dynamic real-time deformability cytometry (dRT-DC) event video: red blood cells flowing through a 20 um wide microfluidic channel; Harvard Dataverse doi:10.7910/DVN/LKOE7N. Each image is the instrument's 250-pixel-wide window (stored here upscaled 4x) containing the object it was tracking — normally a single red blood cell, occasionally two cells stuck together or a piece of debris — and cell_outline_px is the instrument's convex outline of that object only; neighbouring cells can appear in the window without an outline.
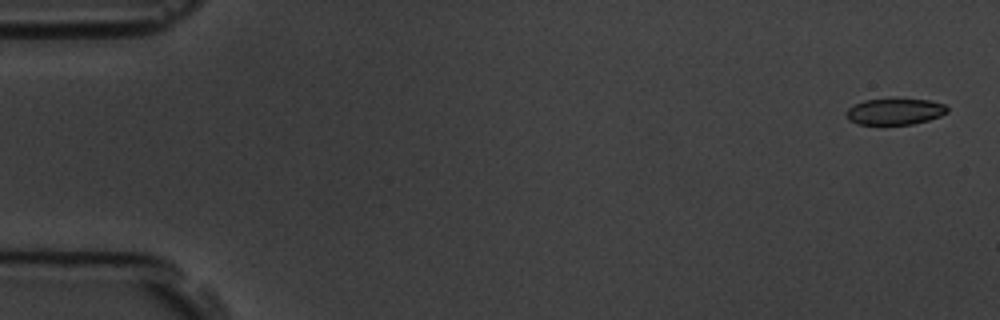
{"species": "common noctule bat (a hibernating species)", "species_latin": "Nyctalus noctula", "temperature_condition": "room temperature", "stored_images_in_passage": 7, "camera_frame_rate_fps": 3000, "um_per_image_px": 0.085, "animal": {"sex": "male", "body_mass_g": 19.5, "forearm_length_mm": 54.6}, "frame": {"image": 1, "passage_image": 1, "time_ms": 0.0, "image_size_px": [1000, 320], "cell_outline_px": [[948, 112], [940, 116], [928, 120], [912, 124], [856, 124], [848, 120], [844, 112], [852, 104], [864, 100], [928, 100], [944, 104], [948, 108]], "centroid_in_image_um": [76.01, 9.49], "position_along_channel_um": 9.0, "area_um2": 15.32}}
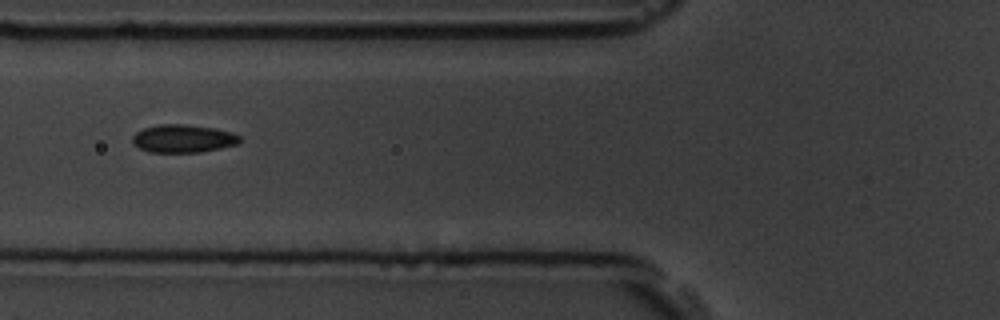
{"frame": {"image": 2, "passage_image": 6, "time_ms": 6.333, "image_size_px": [1000, 320], "cell_outline_px": [[240, 144], [200, 152], [148, 152], [132, 144], [132, 136], [136, 132], [144, 128], [160, 124], [184, 124], [216, 128], [232, 132], [240, 136]], "centroid_in_image_um": [15.57, 11.78], "position_along_channel_um": 110.2, "area_um2": 17.63}}
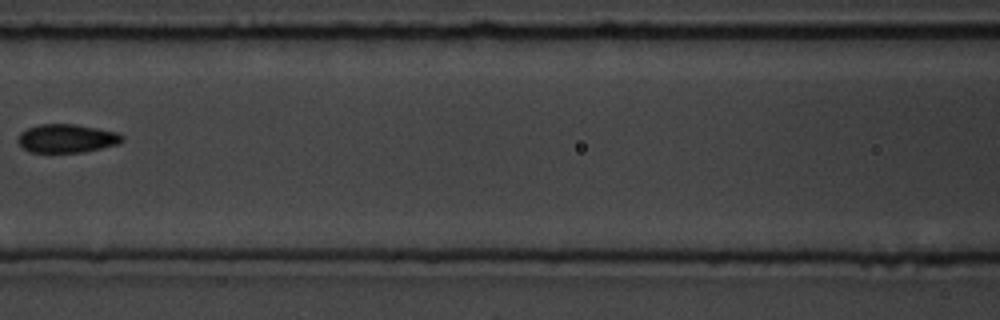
{"frame": {"image": 3, "passage_image": 7, "time_ms": 7.667, "image_size_px": [1000, 320], "cell_outline_px": [[124, 140], [120, 144], [84, 152], [32, 152], [24, 148], [16, 140], [20, 132], [36, 124], [76, 124], [120, 132], [124, 136]], "centroid_in_image_um": [5.72, 11.75], "position_along_channel_um": 160.9, "area_um2": 17.57}}